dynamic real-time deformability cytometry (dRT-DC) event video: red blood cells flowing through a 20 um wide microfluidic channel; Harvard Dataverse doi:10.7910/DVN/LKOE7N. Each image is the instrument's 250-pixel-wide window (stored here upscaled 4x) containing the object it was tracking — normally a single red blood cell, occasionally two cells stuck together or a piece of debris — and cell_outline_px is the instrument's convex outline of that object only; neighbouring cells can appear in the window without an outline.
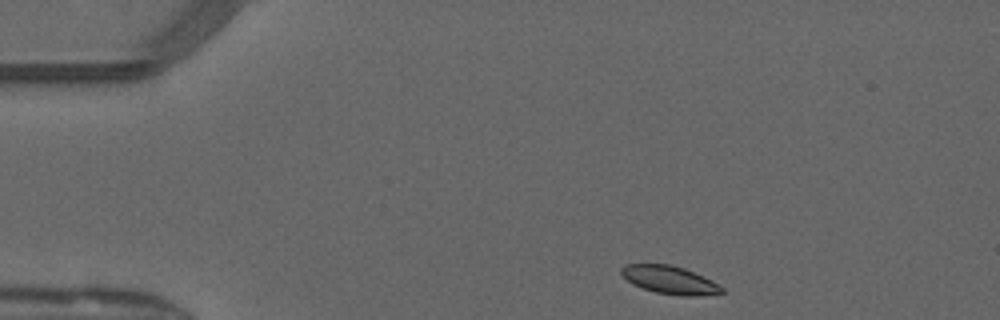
{"species": "common noctule bat (a hibernating species)", "species_latin": "Nyctalus noctula", "temperature_condition": "warm", "stored_images_in_passage": 44, "camera_frame_rate_fps": 3000, "um_per_image_px": 0.085, "animal": {"sex": "male", "forearm_length_mm": 52.5}, "frame": {"image": 1, "passage_image": 1, "time_ms": 0.0, "image_size_px": [1000, 320], "cell_outline_px": [[724, 292], [696, 296], [680, 296], [656, 292], [632, 284], [620, 272], [620, 268], [624, 264], [668, 264], [684, 268], [712, 280], [720, 284], [724, 288]], "centroid_in_image_um": [56.94, 23.79], "position_along_channel_um": 28.1, "area_um2": 16.36}}
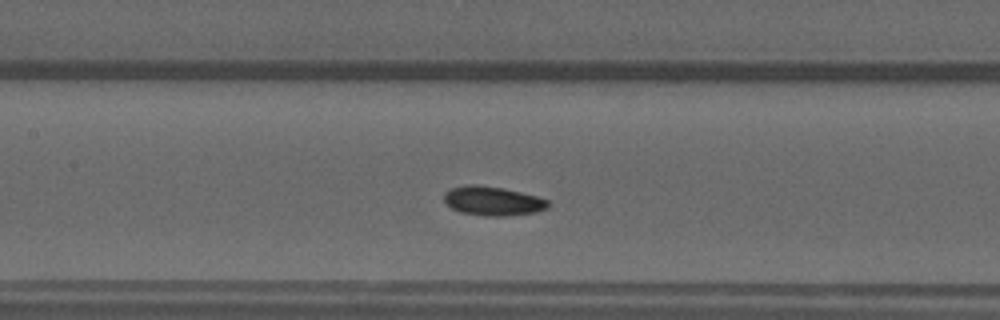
{"frame": {"image": 2, "passage_image": 16, "time_ms": 5.0, "image_size_px": [1000, 320], "cell_outline_px": [[552, 204], [548, 208], [536, 212], [504, 216], [484, 216], [460, 212], [452, 208], [444, 200], [444, 192], [448, 188], [468, 184], [476, 184], [504, 188], [536, 196], [548, 200]], "centroid_in_image_um": [41.88, 17.07], "position_along_channel_um": 165.5, "area_um2": 17.86}}
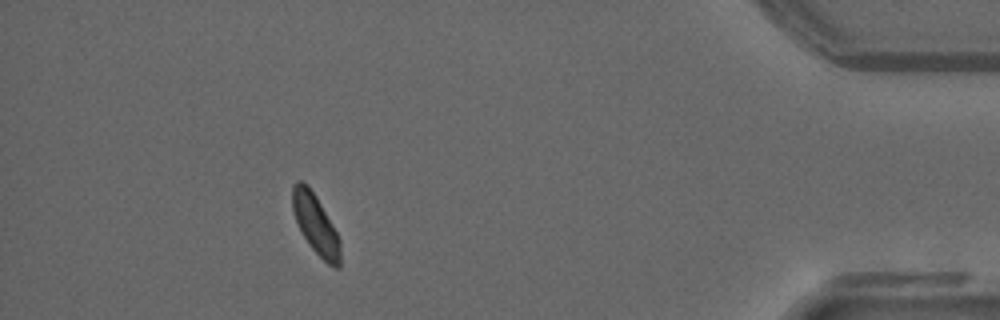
{"frame": {"image": 3, "passage_image": 38, "time_ms": 12.333, "image_size_px": [1000, 320], "cell_outline_px": [[340, 268], [332, 268], [308, 244], [296, 220], [292, 208], [292, 184], [296, 180], [300, 180], [308, 184], [316, 196], [332, 224], [340, 240]], "centroid_in_image_um": [26.82, 19.04], "position_along_channel_um": 408.4, "area_um2": 16.53}, "authors_computed_cell_mechanics": {"area_um2": 16.9354, "velocity_mm_per_s": 4.0601, "shape_relaxation_time_tau1_ms": 6.8675, "shape_relaxation_time_tau2_ms": 3.6404, "deformation_change_tau1": 0.1393, "deformation_change_tau2": 0.0591}}